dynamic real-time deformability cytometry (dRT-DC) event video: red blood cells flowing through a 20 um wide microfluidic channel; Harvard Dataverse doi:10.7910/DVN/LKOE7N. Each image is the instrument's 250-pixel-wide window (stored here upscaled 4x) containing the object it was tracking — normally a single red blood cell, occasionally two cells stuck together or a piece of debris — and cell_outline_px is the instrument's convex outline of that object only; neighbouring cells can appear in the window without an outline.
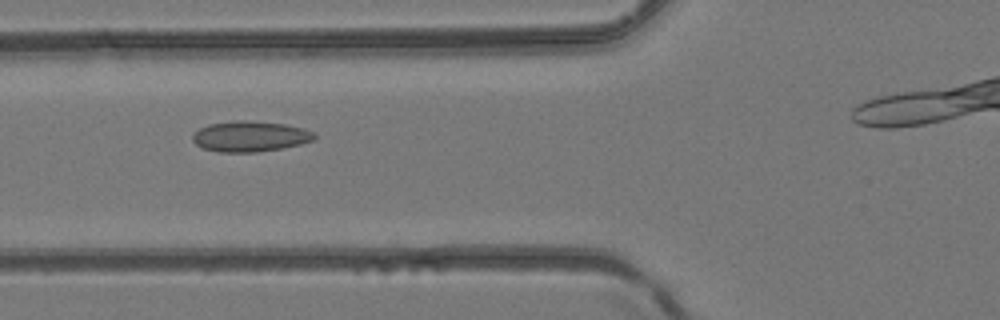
{"species": "common noctule bat (a hibernating species)", "species_latin": "Nyctalus noctula", "temperature_condition": "room temperature", "stored_images_in_passage": 4, "segment_of_instrument_passage": [1, 2], "camera_frame_rate_fps": 3000, "um_per_image_px": 0.085, "animal": {"sex": "female", "body_mass_g": 24.6, "forearm_length_mm": 56.2}, "frame": {"image": 1, "passage_image": 3, "time_ms": 0.667, "image_size_px": [1000, 320], "cell_outline_px": [[316, 140], [300, 144], [280, 148], [256, 152], [220, 152], [204, 148], [196, 144], [192, 140], [192, 136], [200, 128], [208, 124], [232, 120], [248, 120], [284, 124], [304, 128], [312, 132], [316, 136]], "centroid_in_image_um": [21.26, 11.58], "position_along_channel_um": 104.5, "area_um2": 21.68}}